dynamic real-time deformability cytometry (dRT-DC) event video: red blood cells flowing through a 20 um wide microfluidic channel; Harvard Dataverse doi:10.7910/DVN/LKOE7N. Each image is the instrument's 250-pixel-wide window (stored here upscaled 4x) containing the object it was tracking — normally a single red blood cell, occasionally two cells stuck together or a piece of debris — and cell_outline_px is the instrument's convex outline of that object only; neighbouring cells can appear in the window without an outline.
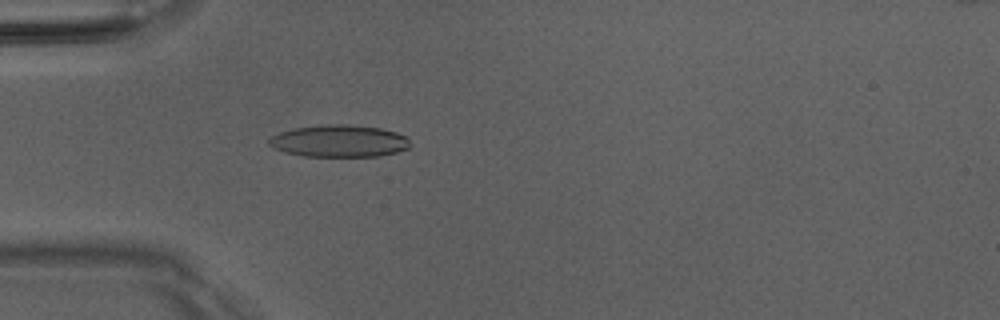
{"species": "Egyptian fruit bat (a non-hibernating species)", "species_latin": "Rousettus aegyptiacus", "temperature_condition": "room temperature", "stored_images_in_passage": 49, "camera_frame_rate_fps": 3000, "um_per_image_px": 0.085, "animal": {"sex": "male"}, "frame": {"image": 1, "passage_image": 14, "time_ms": 4.333, "image_size_px": [1000, 320], "cell_outline_px": [[408, 148], [396, 152], [380, 156], [304, 156], [284, 152], [268, 144], [268, 140], [272, 136], [280, 132], [296, 128], [320, 124], [344, 124], [380, 128], [396, 132], [404, 136], [408, 140]], "centroid_in_image_um": [28.8, 11.98], "position_along_channel_um": 56.2, "area_um2": 26.18}}
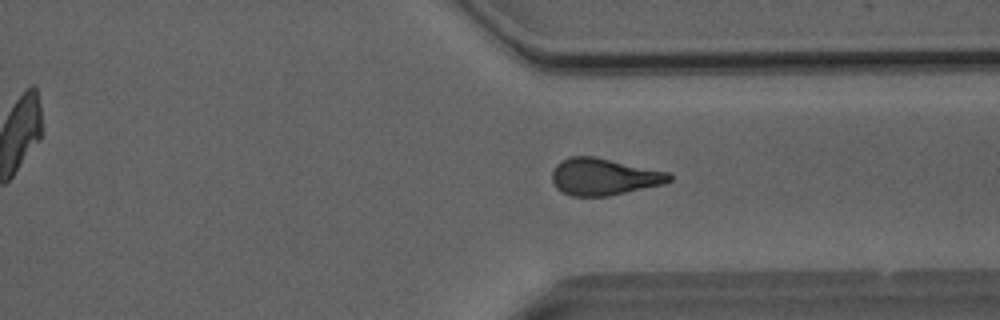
{"frame": {"image": 2, "passage_image": 37, "time_ms": 12.0, "image_size_px": [1000, 320], "cell_outline_px": [[672, 180], [664, 184], [608, 196], [572, 196], [556, 188], [552, 180], [552, 172], [556, 164], [560, 160], [568, 156], [596, 156], [672, 172]], "centroid_in_image_um": [51.36, 15.0], "position_along_channel_um": 360.0, "area_um2": 25.61}}
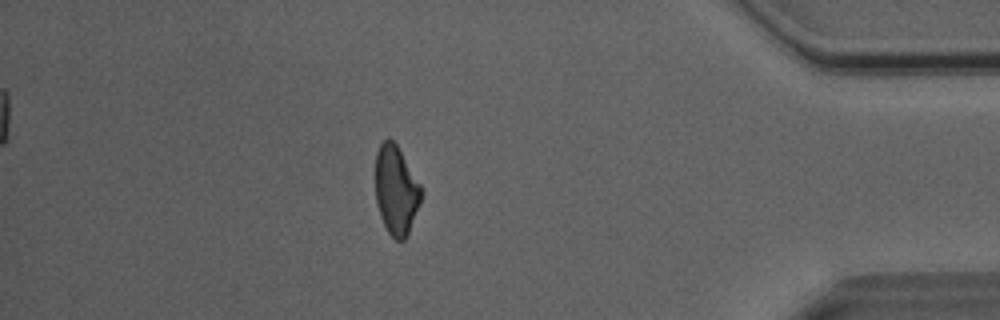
{"frame": {"image": 3, "passage_image": 43, "time_ms": 14.0, "image_size_px": [1000, 320], "cell_outline_px": [[424, 192], [408, 232], [404, 240], [396, 240], [388, 232], [380, 216], [376, 200], [376, 152], [380, 144], [388, 136], [396, 144], [424, 188]], "centroid_in_image_um": [33.68, 16.13], "position_along_channel_um": 401.5, "area_um2": 23.76}, "authors_computed_cell_mechanics": {"area_um2": 25.2586, "velocity_mm_per_s": 4.0603, "shape_relaxation_time_tau1_ms": 5.1958, "shape_relaxation_time_tau2_ms": 2.2785, "deformation_change_tau1": 0.1719, "deformation_change_tau2": 0.1223}}